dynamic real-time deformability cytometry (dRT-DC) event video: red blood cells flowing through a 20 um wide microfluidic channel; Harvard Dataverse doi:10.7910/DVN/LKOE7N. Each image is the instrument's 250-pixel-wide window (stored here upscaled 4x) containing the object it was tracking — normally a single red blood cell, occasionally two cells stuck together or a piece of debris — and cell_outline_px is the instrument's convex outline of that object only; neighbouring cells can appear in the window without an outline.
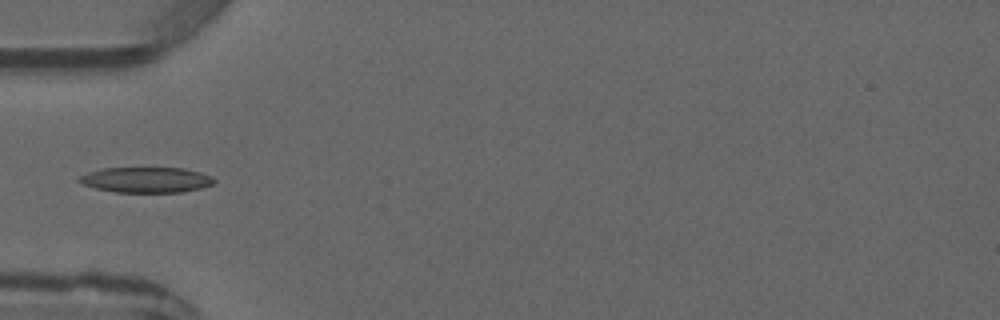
{"species": "common noctule bat (a hibernating species)", "species_latin": "Nyctalus noctula", "temperature_condition": "warm", "stored_images_in_passage": 4, "camera_frame_rate_fps": 3000, "um_per_image_px": 0.085, "animal": {"sex": "male", "forearm_length_mm": 52.5}, "frame": {"image": 1, "passage_image": 3, "time_ms": 2.333, "image_size_px": [1000, 320], "cell_outline_px": [[216, 180], [212, 184], [200, 188], [180, 192], [112, 192], [96, 188], [84, 184], [76, 180], [80, 176], [88, 172], [104, 168], [184, 168], [200, 172], [212, 176]], "centroid_in_image_um": [12.43, 15.28], "position_along_channel_um": 72.6, "area_um2": 19.94}}
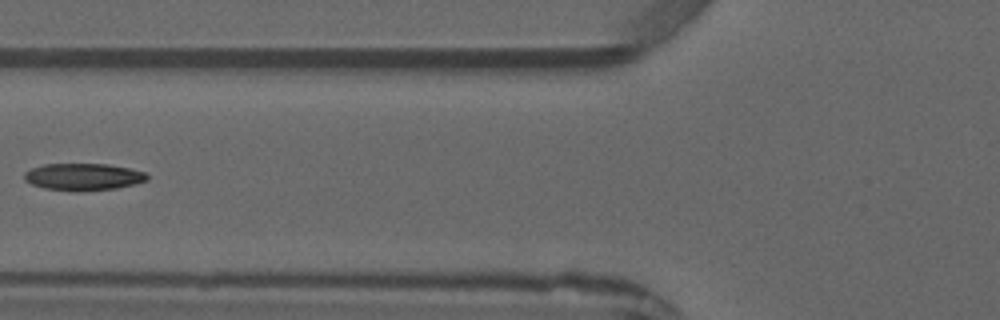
{"frame": {"image": 2, "passage_image": 4, "time_ms": 3.333, "image_size_px": [1000, 320], "cell_outline_px": [[148, 180], [116, 188], [80, 192], [76, 192], [44, 188], [32, 184], [24, 180], [24, 172], [32, 168], [44, 164], [108, 164], [132, 168], [144, 172], [148, 176]], "centroid_in_image_um": [7.07, 15.03], "position_along_channel_um": 118.7, "area_um2": 19.48}}